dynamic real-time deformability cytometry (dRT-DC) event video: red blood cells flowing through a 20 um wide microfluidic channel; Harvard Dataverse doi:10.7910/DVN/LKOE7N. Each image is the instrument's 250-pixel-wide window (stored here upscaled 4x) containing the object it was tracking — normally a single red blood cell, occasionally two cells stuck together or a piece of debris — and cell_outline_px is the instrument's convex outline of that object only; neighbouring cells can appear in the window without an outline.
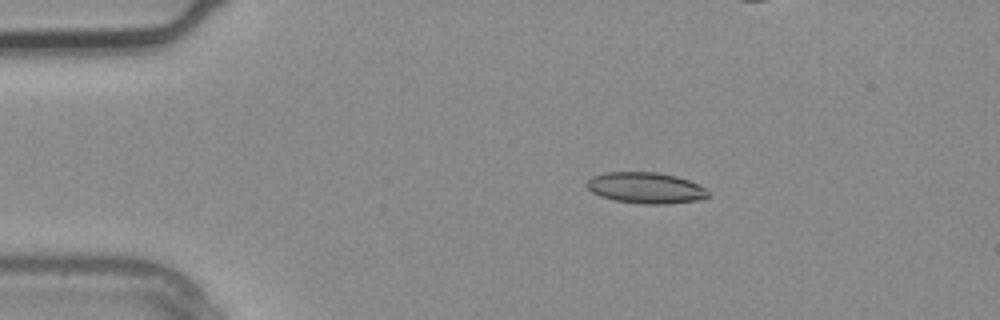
{"species": "common noctule bat (a hibernating species)", "species_latin": "Nyctalus noctula", "temperature_condition": "warm", "stored_images_in_passage": 2, "camera_frame_rate_fps": 3000, "um_per_image_px": 0.085, "animal": {"sex": "male", "body_mass_g": 20.4}, "frame": {"image": 1, "passage_image": 1, "time_ms": 0.0, "image_size_px": [1000, 320], "cell_outline_px": [[708, 196], [700, 200], [668, 204], [644, 204], [616, 200], [600, 196], [592, 192], [584, 184], [592, 176], [604, 172], [656, 172], [676, 176], [688, 180], [704, 188], [708, 192]], "centroid_in_image_um": [54.86, 15.97], "position_along_channel_um": 30.1, "area_um2": 21.91}}